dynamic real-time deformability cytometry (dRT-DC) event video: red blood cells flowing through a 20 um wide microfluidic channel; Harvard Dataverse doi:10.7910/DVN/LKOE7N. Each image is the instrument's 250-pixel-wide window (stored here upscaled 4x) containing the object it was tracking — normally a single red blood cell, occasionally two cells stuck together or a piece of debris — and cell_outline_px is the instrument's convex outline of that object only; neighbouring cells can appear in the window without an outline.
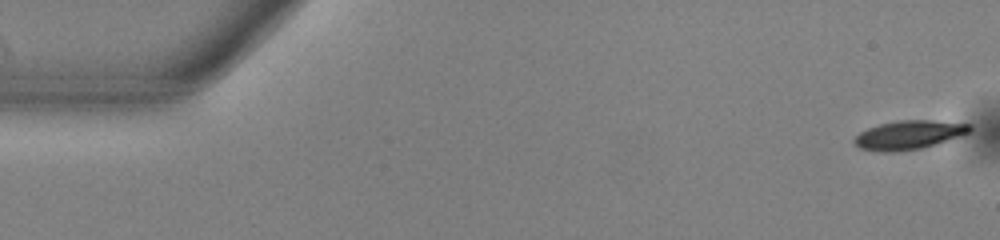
{"species": "common noctule bat (a hibernating species)", "species_latin": "Nyctalus noctula", "temperature_condition": "warm", "stored_images_in_passage": 12, "camera_frame_rate_fps": 3000, "um_per_image_px": 0.085, "animal": {"sex": "male", "body_mass_g": 13.0, "forearm_length_mm": 53.1}, "frame": {"image": 1, "passage_image": 1, "time_ms": 0.0, "image_size_px": [1000, 240], "cell_outline_px": [[972, 128], [968, 132], [960, 136], [936, 144], [920, 148], [896, 152], [880, 152], [860, 148], [852, 140], [860, 132], [868, 128], [880, 124], [900, 120], [932, 120], [972, 124]], "centroid_in_image_um": [77.25, 11.47], "position_along_channel_um": 7.7, "area_um2": 19.31}}